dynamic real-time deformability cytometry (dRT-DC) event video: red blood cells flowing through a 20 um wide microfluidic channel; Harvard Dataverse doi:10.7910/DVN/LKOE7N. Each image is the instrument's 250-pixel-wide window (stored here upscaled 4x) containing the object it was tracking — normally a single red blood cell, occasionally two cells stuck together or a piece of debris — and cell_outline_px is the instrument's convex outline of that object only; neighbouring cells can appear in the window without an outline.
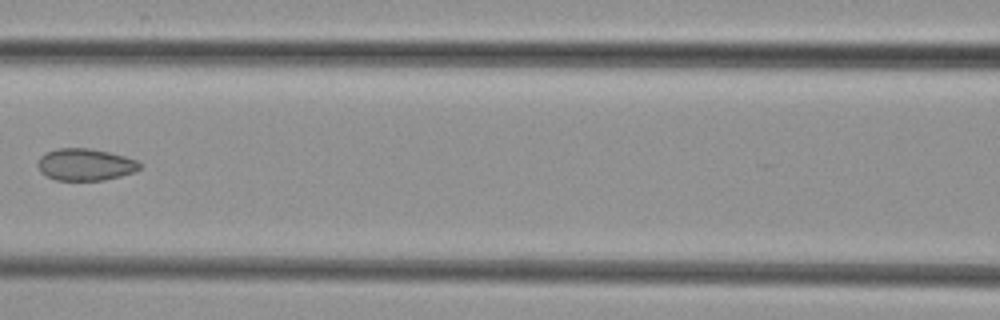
{"species": "common noctule bat (a hibernating species)", "species_latin": "Nyctalus noctula", "temperature_condition": "cold", "stored_images_in_passage": 7, "camera_frame_rate_fps": 3000, "um_per_image_px": 0.085, "animal": {"sex": "female", "body_mass_g": 29.2, "forearm_length_mm": 56.3}, "frame": {"image": 1, "passage_image": 6, "time_ms": 6.333, "image_size_px": [1000, 320], "cell_outline_px": [[140, 168], [136, 172], [104, 180], [56, 180], [44, 176], [40, 172], [36, 164], [40, 156], [44, 152], [56, 148], [92, 148], [124, 156], [136, 160], [140, 164]], "centroid_in_image_um": [7.19, 13.98], "position_along_channel_um": 159.4, "area_um2": 19.25}}
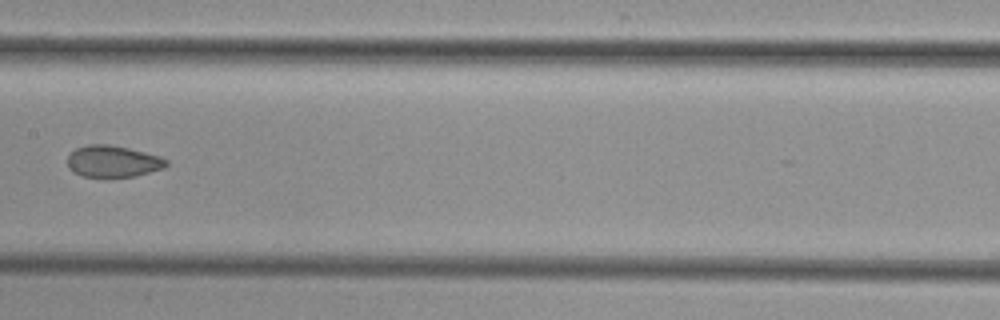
{"frame": {"image": 2, "passage_image": 7, "time_ms": 7.333, "image_size_px": [1000, 320], "cell_outline_px": [[168, 164], [164, 168], [136, 176], [104, 180], [84, 176], [72, 172], [68, 168], [68, 156], [76, 148], [88, 144], [112, 144], [160, 156], [168, 160]], "centroid_in_image_um": [9.59, 13.75], "position_along_channel_um": 197.8, "area_um2": 18.9}}